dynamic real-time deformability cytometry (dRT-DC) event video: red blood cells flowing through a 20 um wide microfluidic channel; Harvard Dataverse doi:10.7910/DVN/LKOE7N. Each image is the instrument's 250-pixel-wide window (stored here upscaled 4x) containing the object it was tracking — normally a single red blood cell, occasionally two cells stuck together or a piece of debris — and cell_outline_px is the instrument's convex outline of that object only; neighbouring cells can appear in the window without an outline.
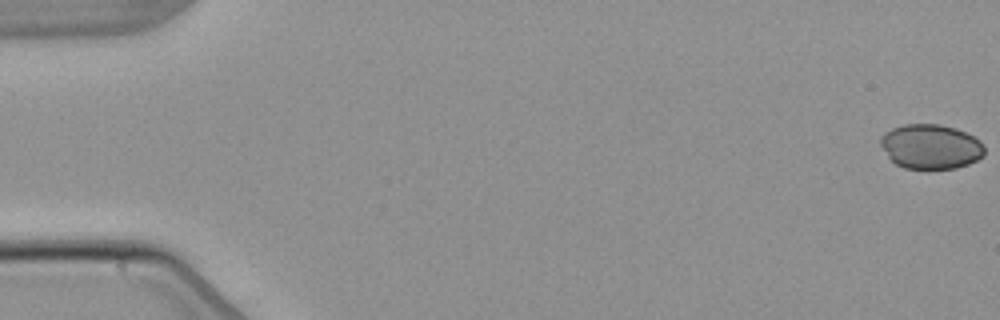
{"species": "common noctule bat (a hibernating species)", "species_latin": "Nyctalus noctula", "temperature_condition": "warm", "stored_images_in_passage": 5, "camera_frame_rate_fps": 3000, "um_per_image_px": 0.085, "animal": {"sex": "male", "body_mass_g": 21.5, "forearm_length_mm": 52.0}, "frame": {"image": 1, "passage_image": 1, "time_ms": 0.0, "image_size_px": [1000, 320], "cell_outline_px": [[984, 156], [968, 164], [956, 168], [904, 168], [896, 164], [888, 156], [880, 144], [880, 136], [884, 132], [892, 128], [904, 124], [940, 124], [956, 128], [980, 140], [984, 148]], "centroid_in_image_um": [79.1, 12.45], "position_along_channel_um": 5.9, "area_um2": 26.99}}
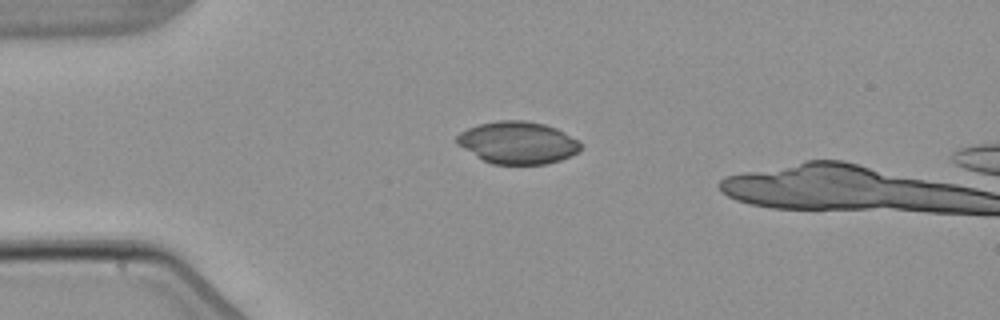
{"frame": {"image": 2, "passage_image": 3, "time_ms": 4.333, "image_size_px": [1000, 320], "cell_outline_px": [[580, 148], [572, 156], [548, 164], [492, 164], [476, 156], [456, 144], [456, 136], [460, 132], [468, 128], [480, 124], [496, 120], [524, 120], [544, 124], [556, 128], [580, 140]], "centroid_in_image_um": [44.0, 12.12], "position_along_channel_um": 41.0, "area_um2": 30.58}}